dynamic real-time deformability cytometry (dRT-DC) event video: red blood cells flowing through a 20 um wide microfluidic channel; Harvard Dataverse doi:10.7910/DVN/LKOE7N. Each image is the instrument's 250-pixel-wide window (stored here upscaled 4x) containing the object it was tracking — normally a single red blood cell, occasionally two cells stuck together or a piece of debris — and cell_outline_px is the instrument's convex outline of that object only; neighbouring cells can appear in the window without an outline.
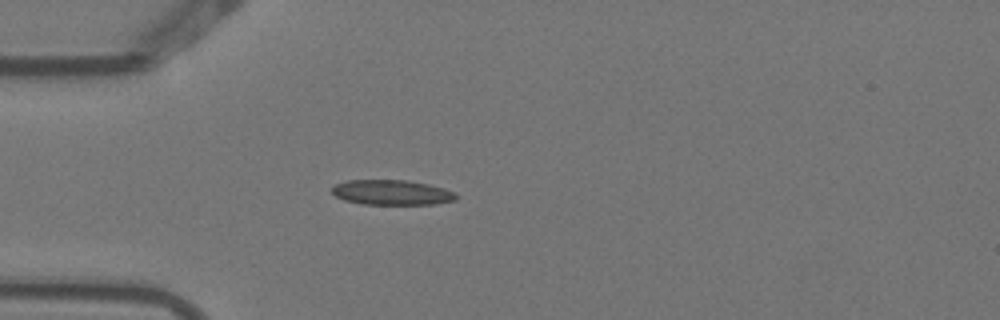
{"species": "Egyptian fruit bat (a non-hibernating species)", "species_latin": "Rousettus aegyptiacus", "temperature_condition": "warm", "stored_images_in_passage": 4, "camera_frame_rate_fps": 3000, "um_per_image_px": 0.085, "animal": {"sex": "female"}, "frame": {"image": 1, "passage_image": 4, "time_ms": 1.0, "image_size_px": [1000, 320], "cell_outline_px": [[460, 196], [456, 200], [436, 204], [364, 204], [344, 200], [336, 196], [332, 192], [332, 188], [336, 184], [348, 180], [408, 180], [428, 184], [444, 188], [456, 192]], "centroid_in_image_um": [33.37, 16.36], "position_along_channel_um": 51.6, "area_um2": 18.21}}